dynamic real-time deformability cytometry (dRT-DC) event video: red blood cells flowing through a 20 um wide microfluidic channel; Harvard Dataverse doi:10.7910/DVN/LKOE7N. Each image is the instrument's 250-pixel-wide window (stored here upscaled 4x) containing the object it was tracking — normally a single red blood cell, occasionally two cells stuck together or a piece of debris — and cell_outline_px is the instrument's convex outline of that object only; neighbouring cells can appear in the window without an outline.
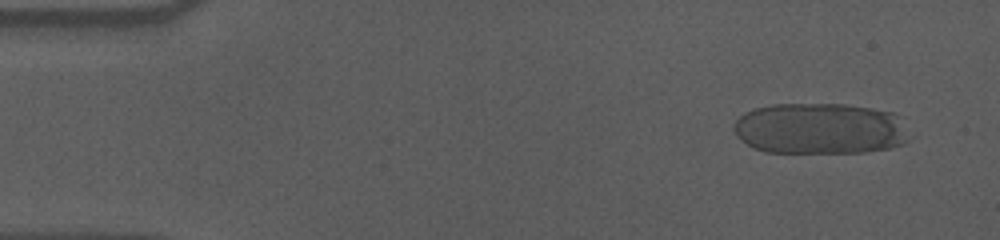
{"species": "human", "species_latin": "Homo sapiens", "temperature_condition": "cold", "stored_images_in_passage": 17, "camera_frame_rate_fps": 3000, "um_per_image_px": 0.085, "donor": {"sex": "male"}, "frame": {"image": 1, "passage_image": 4, "time_ms": 1.0, "image_size_px": [1000, 240], "cell_outline_px": [[908, 140], [904, 144], [892, 148], [864, 152], [764, 152], [740, 140], [736, 136], [732, 128], [732, 124], [744, 112], [756, 108], [772, 104], [844, 104], [892, 112], [896, 116]], "centroid_in_image_um": [69.61, 10.93], "position_along_channel_um": 15.4, "area_um2": 52.08}}